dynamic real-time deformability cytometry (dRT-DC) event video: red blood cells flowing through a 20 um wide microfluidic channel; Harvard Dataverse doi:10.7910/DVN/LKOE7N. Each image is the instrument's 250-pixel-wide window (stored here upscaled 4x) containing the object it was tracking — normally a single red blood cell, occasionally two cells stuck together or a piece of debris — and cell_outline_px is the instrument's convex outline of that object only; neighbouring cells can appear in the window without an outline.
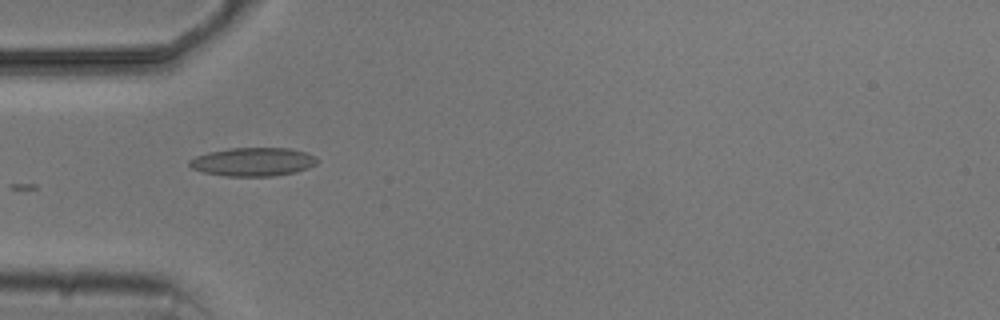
{"species": "common noctule bat (a hibernating species)", "species_latin": "Nyctalus noctula", "temperature_condition": "cold", "stored_images_in_passage": 3, "camera_frame_rate_fps": 3000, "um_per_image_px": 0.085, "animal": {"sex": "male", "body_mass_g": 20.5, "forearm_length_mm": 52.5}, "frame": {"image": 1, "passage_image": 2, "time_ms": 1.333, "image_size_px": [1000, 320], "cell_outline_px": [[320, 160], [316, 164], [308, 168], [296, 172], [272, 176], [224, 176], [204, 172], [192, 168], [188, 164], [188, 160], [196, 156], [208, 152], [232, 148], [288, 148], [308, 152], [316, 156]], "centroid_in_image_um": [21.54, 13.75], "position_along_channel_um": 63.5, "area_um2": 21.39}}
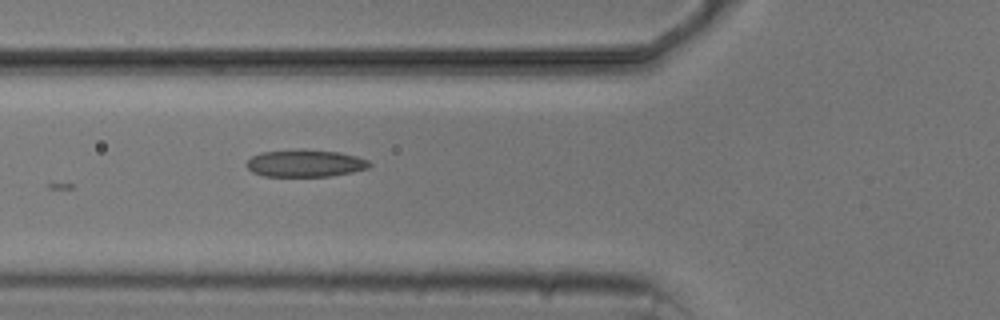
{"frame": {"image": 2, "passage_image": 3, "time_ms": 2.333, "image_size_px": [1000, 320], "cell_outline_px": [[372, 164], [368, 168], [352, 172], [332, 176], [264, 176], [252, 172], [244, 164], [252, 156], [260, 152], [300, 148], [340, 152], [356, 156], [368, 160]], "centroid_in_image_um": [25.92, 13.86], "position_along_channel_um": 99.9, "area_um2": 19.83}}